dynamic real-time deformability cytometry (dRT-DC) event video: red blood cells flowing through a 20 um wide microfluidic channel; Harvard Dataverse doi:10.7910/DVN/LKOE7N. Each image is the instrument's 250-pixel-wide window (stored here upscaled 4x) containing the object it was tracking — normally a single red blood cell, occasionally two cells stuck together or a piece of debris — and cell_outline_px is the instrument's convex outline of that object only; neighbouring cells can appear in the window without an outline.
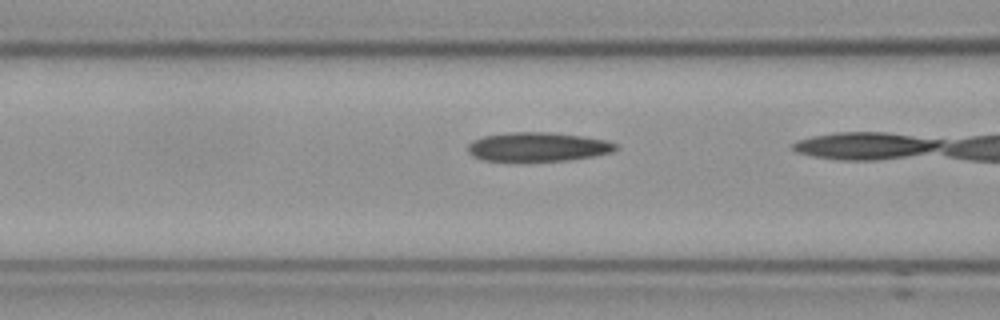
{"species": "Egyptian fruit bat (a non-hibernating species)", "species_latin": "Rousettus aegyptiacus", "temperature_condition": "cold", "stored_images_in_passage": 22, "camera_frame_rate_fps": 3000, "um_per_image_px": 0.085, "frame": {"image": 1, "passage_image": 21, "time_ms": 6.667, "image_size_px": [1000, 320], "cell_outline_px": [[620, 148], [612, 152], [592, 156], [568, 160], [484, 160], [472, 156], [468, 152], [468, 144], [472, 140], [484, 136], [508, 132], [552, 132], [584, 136], [608, 140], [616, 144]], "centroid_in_image_um": [45.74, 12.46], "position_along_channel_um": 120.9, "area_um2": 24.97}}